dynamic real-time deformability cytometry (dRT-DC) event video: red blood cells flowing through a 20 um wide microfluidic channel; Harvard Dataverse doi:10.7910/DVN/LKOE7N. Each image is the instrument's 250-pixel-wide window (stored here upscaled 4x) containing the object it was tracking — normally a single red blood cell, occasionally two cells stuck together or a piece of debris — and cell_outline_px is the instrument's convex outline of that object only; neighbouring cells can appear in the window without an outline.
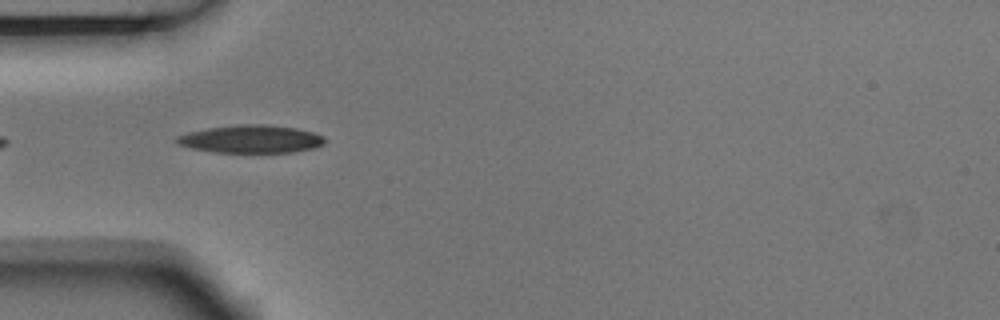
{"species": "Egyptian fruit bat (a non-hibernating species)", "species_latin": "Rousettus aegyptiacus", "temperature_condition": "room temperature", "stored_images_in_passage": 7, "camera_frame_rate_fps": 3000, "um_per_image_px": 0.085, "animal": {"sex": "male"}, "frame": {"image": 1, "passage_image": 3, "time_ms": 0.667, "image_size_px": [1000, 320], "cell_outline_px": [[324, 144], [312, 148], [292, 152], [212, 152], [192, 148], [176, 144], [176, 136], [188, 132], [208, 128], [240, 124], [264, 124], [296, 128], [312, 132], [324, 136]], "centroid_in_image_um": [21.31, 11.81], "position_along_channel_um": 63.7, "area_um2": 23.93}}
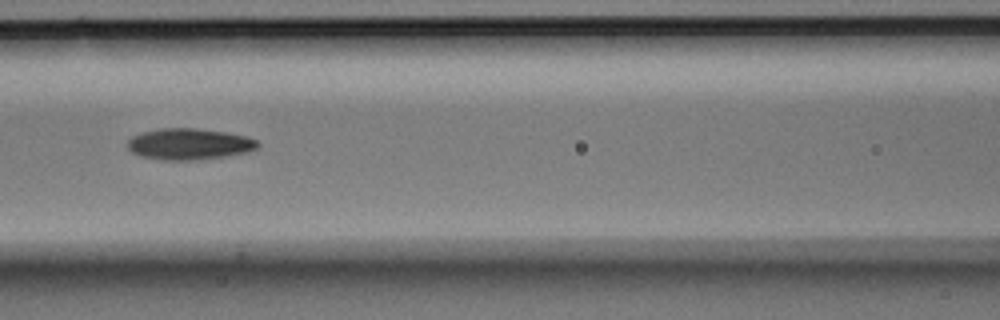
{"frame": {"image": 2, "passage_image": 5, "time_ms": 1.333, "image_size_px": [1000, 320], "cell_outline_px": [[260, 144], [256, 148], [248, 152], [224, 156], [196, 160], [164, 160], [140, 156], [132, 152], [128, 148], [128, 140], [132, 136], [144, 132], [160, 128], [196, 128], [224, 132], [244, 136], [256, 140]], "centroid_in_image_um": [16.06, 12.25], "position_along_channel_um": 150.5, "area_um2": 23.52}}
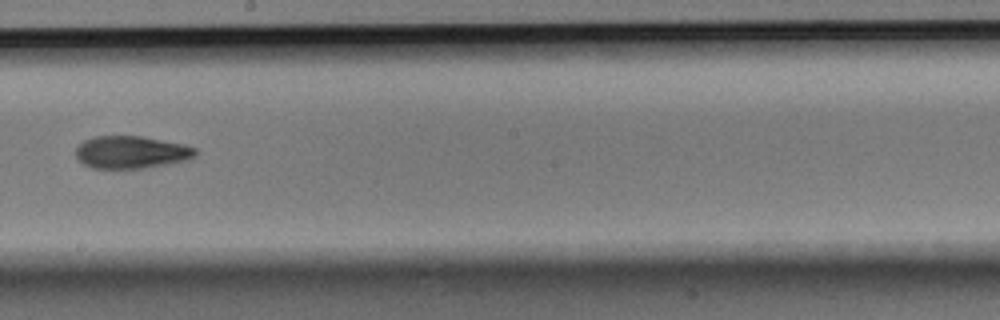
{"frame": {"image": 3, "passage_image": 7, "time_ms": 2.0, "image_size_px": [1000, 320], "cell_outline_px": [[196, 156], [188, 160], [168, 164], [144, 168], [92, 168], [76, 160], [76, 148], [84, 140], [92, 136], [140, 136], [184, 144], [196, 148]], "centroid_in_image_um": [11.15, 12.94], "position_along_channel_um": 237.1, "area_um2": 22.77}}